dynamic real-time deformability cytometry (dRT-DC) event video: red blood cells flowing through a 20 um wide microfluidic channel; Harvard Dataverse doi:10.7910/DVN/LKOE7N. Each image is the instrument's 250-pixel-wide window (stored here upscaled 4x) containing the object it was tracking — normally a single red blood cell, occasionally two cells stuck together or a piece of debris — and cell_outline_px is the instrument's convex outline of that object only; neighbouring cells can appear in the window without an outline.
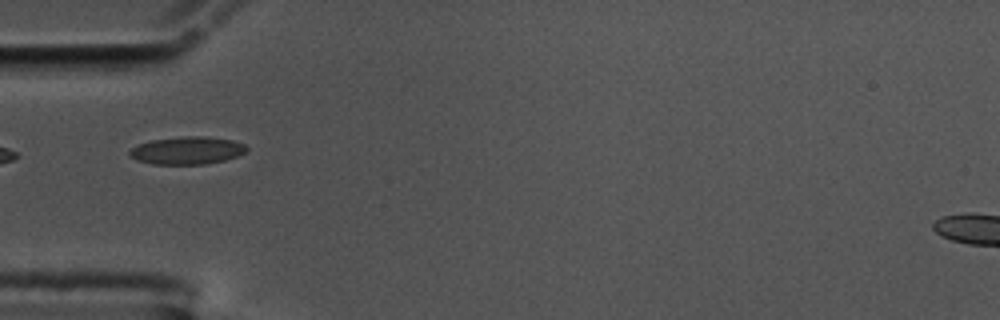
{"species": "common noctule bat (a hibernating species)", "species_latin": "Nyctalus noctula", "temperature_condition": "cold", "stored_images_in_passage": 12, "camera_frame_rate_fps": 3000, "um_per_image_px": 0.085, "animal": {"sex": "male", "body_mass_g": 17.5, "forearm_length_mm": 52.3}, "frame": {"image": 1, "passage_image": 1, "time_ms": 0.0, "image_size_px": [1000, 320], "cell_outline_px": [[248, 152], [224, 160], [204, 164], [152, 164], [136, 160], [128, 152], [136, 144], [152, 140], [184, 136], [204, 136], [232, 140], [244, 144], [248, 148]], "centroid_in_image_um": [15.91, 12.78], "position_along_channel_um": 69.1, "area_um2": 18.84}}